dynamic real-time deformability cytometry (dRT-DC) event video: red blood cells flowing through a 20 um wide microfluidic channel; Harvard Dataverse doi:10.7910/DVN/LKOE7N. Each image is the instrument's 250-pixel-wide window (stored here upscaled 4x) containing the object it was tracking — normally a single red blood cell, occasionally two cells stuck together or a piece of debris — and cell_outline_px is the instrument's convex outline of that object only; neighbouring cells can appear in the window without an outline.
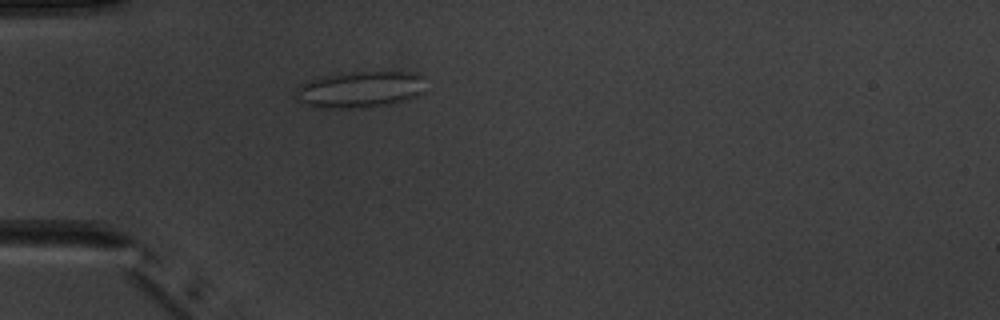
{"species": "common noctule bat (a hibernating species)", "species_latin": "Nyctalus noctula", "temperature_condition": "warm", "stored_images_in_passage": 2, "camera_frame_rate_fps": 3000, "um_per_image_px": 0.085, "animal": {"sex": "male", "body_mass_g": 20.1, "forearm_length_mm": 53.5}, "frame": {"image": 1, "passage_image": 2, "time_ms": 1.333, "image_size_px": [1000, 320], "cell_outline_px": [[424, 92], [408, 100], [392, 104], [352, 108], [320, 108], [300, 104], [296, 92], [300, 84], [308, 80], [320, 76], [340, 72], [416, 72], [424, 76]], "centroid_in_image_um": [30.61, 7.59], "position_along_channel_um": 54.4, "area_um2": 28.09}}